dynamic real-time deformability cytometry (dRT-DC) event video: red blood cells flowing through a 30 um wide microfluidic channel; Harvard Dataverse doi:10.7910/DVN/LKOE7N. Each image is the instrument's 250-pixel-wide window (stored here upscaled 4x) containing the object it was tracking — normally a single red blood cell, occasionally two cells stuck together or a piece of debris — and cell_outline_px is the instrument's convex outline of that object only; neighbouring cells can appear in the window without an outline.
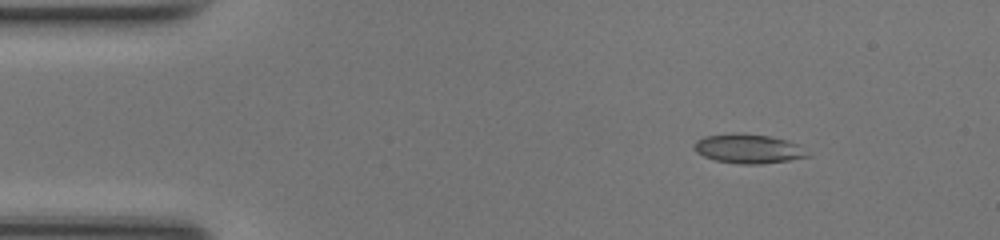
{"species": "common noctule bat (a hibernating species)", "species_latin": "Nyctalus noctula", "temperature_condition": "room temperature", "stored_images_in_passage": 43, "camera_frame_rate_fps": 3000, "um_per_image_px": 0.085, "animal": {"sex": "female", "body_mass_g": 17.0, "forearm_length_mm": 48.0}, "frame": {"image": 1, "passage_image": 1, "time_ms": 0.0, "image_size_px": [1000, 240], "cell_outline_px": [[812, 156], [788, 160], [760, 164], [744, 164], [716, 160], [704, 156], [696, 152], [692, 148], [692, 144], [696, 140], [704, 136], [732, 132], [744, 132], [768, 136], [788, 140], [796, 144]], "centroid_in_image_um": [63.55, 12.62], "position_along_channel_um": 21.4, "area_um2": 19.48}}
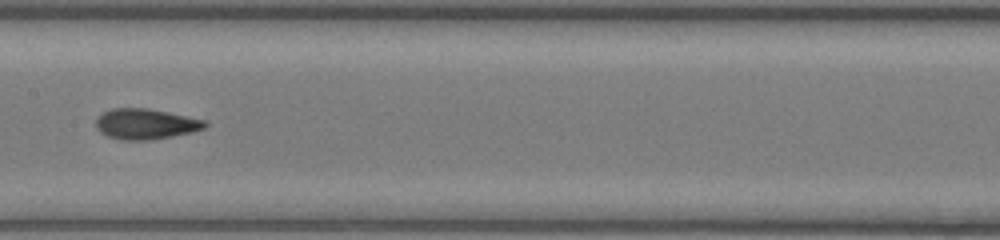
{"frame": {"image": 2, "passage_image": 19, "time_ms": 6.0, "image_size_px": [1000, 240], "cell_outline_px": [[208, 124], [204, 128], [192, 132], [172, 136], [148, 140], [124, 140], [108, 136], [100, 132], [96, 128], [96, 120], [104, 112], [112, 108], [148, 108], [208, 120]], "centroid_in_image_um": [12.41, 10.53], "position_along_channel_um": 195.0, "area_um2": 19.36}}
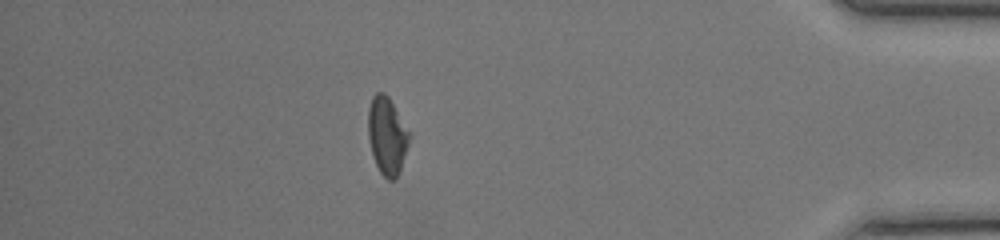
{"frame": {"image": 3, "passage_image": 37, "time_ms": 12.0, "image_size_px": [1000, 240], "cell_outline_px": [[412, 136], [400, 172], [392, 180], [388, 180], [380, 172], [372, 156], [368, 136], [368, 108], [372, 96], [376, 92], [384, 92], [388, 96]], "centroid_in_image_um": [32.9, 11.54], "position_along_channel_um": 402.3, "area_um2": 18.79}, "authors_computed_cell_mechanics": {"area_um2": 18.9006, "velocity_mm_per_s": 4.2465, "shape_relaxation_time_tau1_ms": null, "shape_relaxation_time_tau2_ms": 1.2858, "deformation_change_tau1": null, "deformation_change_tau2": 0.063}}